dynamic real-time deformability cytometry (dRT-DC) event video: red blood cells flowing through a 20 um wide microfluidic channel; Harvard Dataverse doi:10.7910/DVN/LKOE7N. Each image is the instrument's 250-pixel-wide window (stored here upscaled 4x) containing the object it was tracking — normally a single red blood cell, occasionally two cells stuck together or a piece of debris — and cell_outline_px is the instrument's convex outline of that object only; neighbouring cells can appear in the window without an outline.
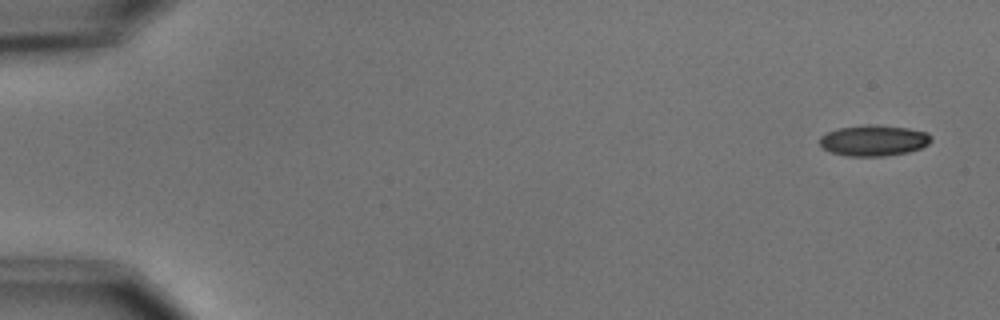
{"species": "common noctule bat (a hibernating species)", "species_latin": "Nyctalus noctula", "temperature_condition": "cold", "stored_images_in_passage": 5, "camera_frame_rate_fps": 3000, "um_per_image_px": 0.085, "animal": {"sex": "male", "body_mass_g": 15.6}, "frame": {"image": 1, "passage_image": 1, "time_ms": 0.0, "image_size_px": [1000, 320], "cell_outline_px": [[932, 140], [928, 144], [920, 148], [908, 152], [884, 156], [848, 156], [832, 152], [824, 148], [820, 144], [820, 136], [828, 132], [840, 128], [908, 128], [928, 132], [932, 136]], "centroid_in_image_um": [74.31, 12.0], "position_along_channel_um": 10.7, "area_um2": 18.96}}
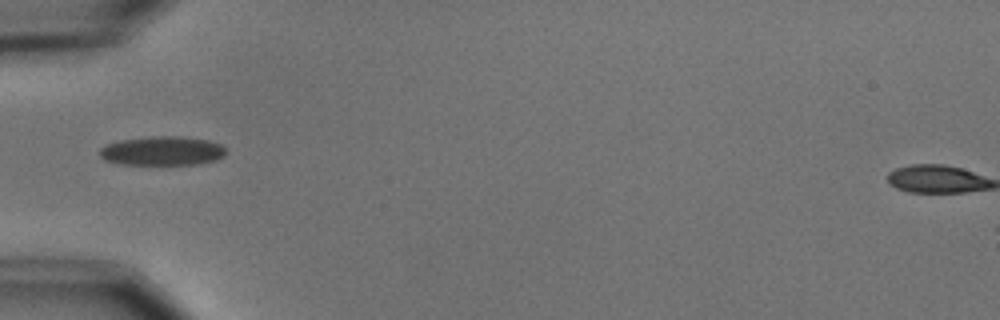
{"frame": {"image": 2, "passage_image": 5, "time_ms": 5.333, "image_size_px": [1000, 320], "cell_outline_px": [[224, 156], [216, 160], [200, 164], [120, 164], [104, 160], [100, 156], [100, 148], [104, 144], [120, 140], [152, 136], [176, 136], [208, 140], [220, 144], [224, 148]], "centroid_in_image_um": [13.76, 12.82], "position_along_channel_um": 71.2, "area_um2": 21.39}}